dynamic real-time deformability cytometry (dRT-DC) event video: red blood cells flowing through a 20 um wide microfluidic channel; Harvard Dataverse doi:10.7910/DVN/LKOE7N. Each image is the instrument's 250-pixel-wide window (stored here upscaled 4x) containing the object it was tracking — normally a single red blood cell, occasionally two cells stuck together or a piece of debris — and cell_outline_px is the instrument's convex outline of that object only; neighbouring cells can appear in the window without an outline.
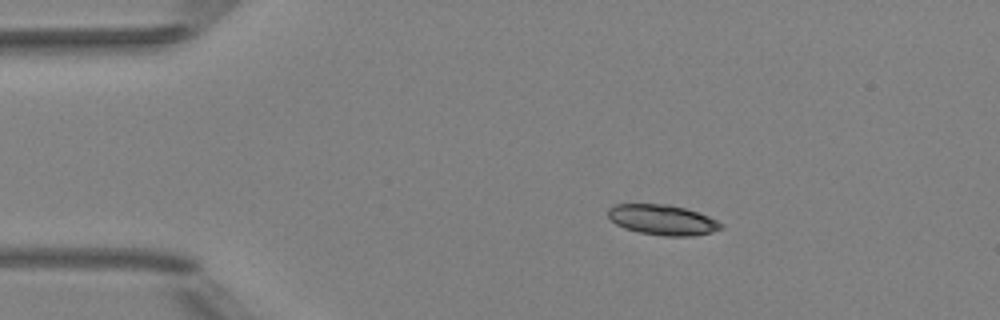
{"species": "Egyptian fruit bat (a non-hibernating species)", "species_latin": "Rousettus aegyptiacus", "temperature_condition": "room temperature", "stored_images_in_passage": 4, "camera_frame_rate_fps": 3000, "um_per_image_px": 0.085, "animal": {"sex": "female"}, "frame": {"image": 1, "passage_image": 1, "time_ms": 0.0, "image_size_px": [1000, 320], "cell_outline_px": [[724, 228], [692, 236], [664, 236], [640, 232], [624, 228], [616, 224], [608, 216], [608, 208], [616, 204], [668, 204], [700, 212], [724, 224]], "centroid_in_image_um": [56.32, 18.68], "position_along_channel_um": 28.7, "area_um2": 19.88}}
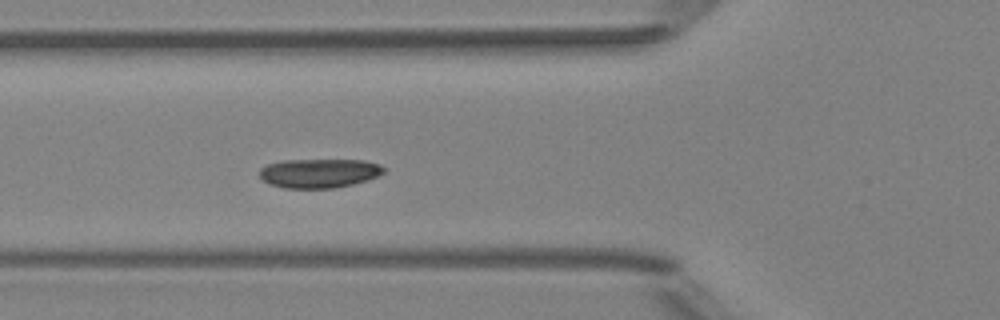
{"frame": {"image": 2, "passage_image": 4, "time_ms": 1.0, "image_size_px": [1000, 320], "cell_outline_px": [[384, 172], [376, 176], [352, 184], [332, 188], [284, 188], [268, 184], [260, 176], [260, 168], [268, 164], [284, 160], [364, 160], [380, 164], [384, 168]], "centroid_in_image_um": [27.1, 14.71], "position_along_channel_um": 98.7, "area_um2": 20.92}}